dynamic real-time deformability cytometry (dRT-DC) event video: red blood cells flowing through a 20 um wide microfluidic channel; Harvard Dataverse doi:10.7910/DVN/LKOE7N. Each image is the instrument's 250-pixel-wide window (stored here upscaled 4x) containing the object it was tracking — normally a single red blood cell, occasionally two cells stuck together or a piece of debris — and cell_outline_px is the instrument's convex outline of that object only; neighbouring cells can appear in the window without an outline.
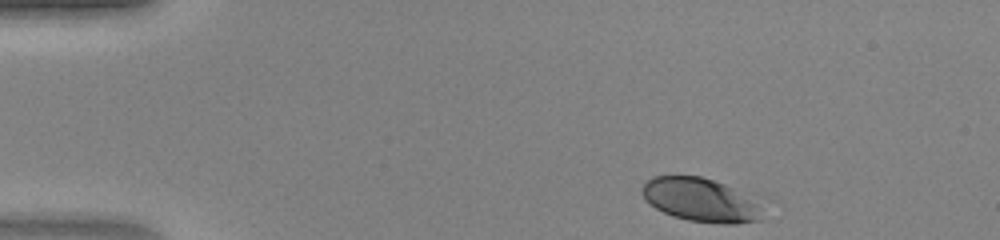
{"species": "human", "species_latin": "Homo sapiens", "temperature_condition": "warm", "stored_images_in_passage": 41, "camera_frame_rate_fps": 3000, "um_per_image_px": 0.085, "donor": {"sex": "female"}, "frame": {"image": 1, "passage_image": 1, "time_ms": 0.0, "image_size_px": [1000, 240], "cell_outline_px": [[764, 220], [736, 224], [724, 224], [688, 220], [672, 216], [648, 204], [644, 200], [640, 192], [640, 188], [652, 176], [700, 176], [724, 184], [760, 200]], "centroid_in_image_um": [59.58, 17.01], "position_along_channel_um": 25.4, "area_um2": 31.15}}
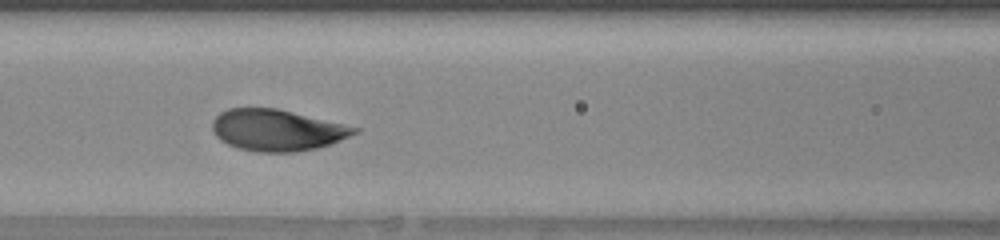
{"frame": {"image": 2, "passage_image": 15, "time_ms": 4.667, "image_size_px": [1000, 240], "cell_outline_px": [[360, 132], [332, 144], [316, 148], [296, 152], [256, 152], [236, 148], [220, 140], [212, 132], [212, 120], [220, 112], [228, 108], [276, 108], [344, 124], [360, 128]], "centroid_in_image_um": [23.54, 11.07], "position_along_channel_um": 143.1, "area_um2": 34.51}}
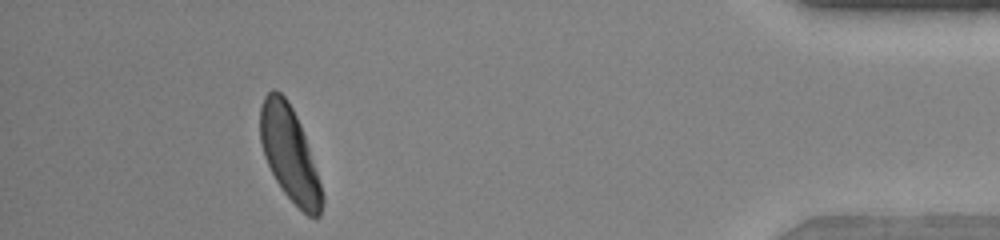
{"frame": {"image": 3, "passage_image": 37, "time_ms": 12.0, "image_size_px": [1000, 240], "cell_outline_px": [[324, 204], [320, 216], [308, 216], [284, 192], [276, 180], [264, 156], [260, 140], [260, 108], [264, 96], [272, 88], [276, 88], [288, 100], [300, 124], [324, 196]], "centroid_in_image_um": [24.59, 13.05], "position_along_channel_um": 410.6, "area_um2": 33.35}}